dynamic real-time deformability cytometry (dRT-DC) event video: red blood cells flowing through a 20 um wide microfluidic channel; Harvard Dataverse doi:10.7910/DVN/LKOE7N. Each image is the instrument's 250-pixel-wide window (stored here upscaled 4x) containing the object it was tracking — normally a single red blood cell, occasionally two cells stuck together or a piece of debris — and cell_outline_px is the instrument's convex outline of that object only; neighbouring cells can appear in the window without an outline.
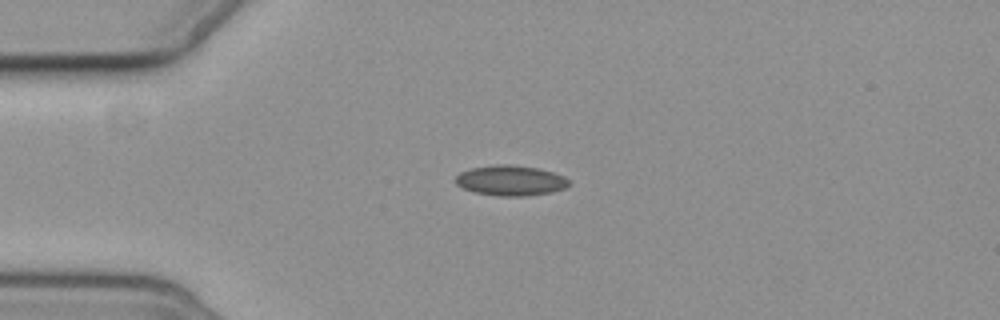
{"species": "common noctule bat (a hibernating species)", "species_latin": "Nyctalus noctula", "temperature_condition": "cold", "stored_images_in_passage": 5, "camera_frame_rate_fps": 3000, "um_per_image_px": 0.085, "animal": {"sex": "female", "body_mass_g": 19.3, "forearm_length_mm": 54.1}, "frame": {"image": 1, "passage_image": 2, "time_ms": 1.0, "image_size_px": [1000, 320], "cell_outline_px": [[568, 184], [564, 188], [552, 192], [524, 196], [500, 196], [476, 192], [464, 188], [456, 184], [456, 176], [460, 172], [472, 168], [496, 164], [512, 164], [540, 168], [564, 176], [568, 180]], "centroid_in_image_um": [43.41, 15.33], "position_along_channel_um": 41.6, "area_um2": 19.88}}
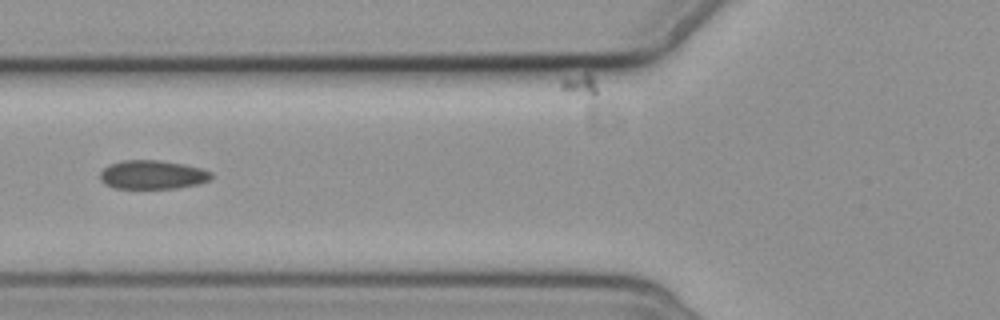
{"frame": {"image": 2, "passage_image": 4, "time_ms": 3.667, "image_size_px": [1000, 320], "cell_outline_px": [[212, 176], [208, 180], [200, 184], [176, 188], [116, 188], [104, 184], [100, 180], [100, 172], [108, 164], [124, 160], [160, 160], [184, 164], [200, 168], [212, 172]], "centroid_in_image_um": [12.95, 14.85], "position_along_channel_um": 112.9, "area_um2": 18.73}}